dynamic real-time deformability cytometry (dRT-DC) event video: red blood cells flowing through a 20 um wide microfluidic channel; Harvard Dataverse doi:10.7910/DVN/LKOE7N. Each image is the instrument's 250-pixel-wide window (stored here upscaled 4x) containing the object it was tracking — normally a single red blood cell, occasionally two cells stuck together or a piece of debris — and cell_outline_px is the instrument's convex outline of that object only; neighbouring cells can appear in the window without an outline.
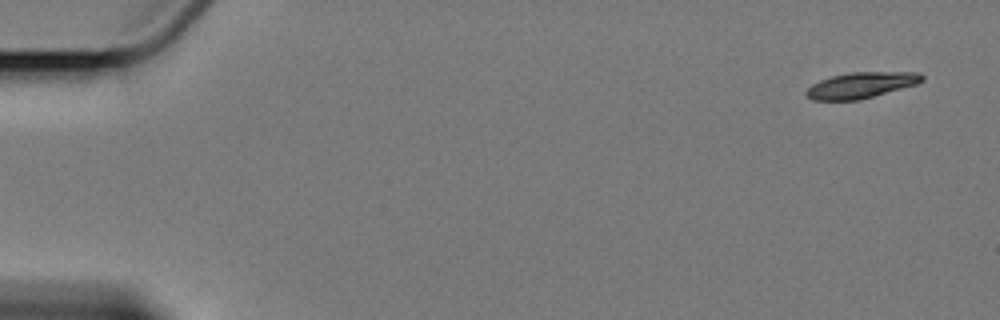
{"species": "Egyptian fruit bat (a non-hibernating species)", "species_latin": "Rousettus aegyptiacus", "temperature_condition": "cold", "stored_images_in_passage": 10, "camera_frame_rate_fps": 3000, "um_per_image_px": 0.085, "animal": {"sex": "female"}, "frame": {"image": 1, "passage_image": 1, "time_ms": 0.0, "image_size_px": [1000, 320], "cell_outline_px": [[924, 80], [916, 84], [860, 100], [812, 100], [804, 92], [812, 84], [820, 80], [832, 76], [852, 72], [920, 72], [924, 76]], "centroid_in_image_um": [73.2, 7.24], "position_along_channel_um": 11.8, "area_um2": 17.4}}
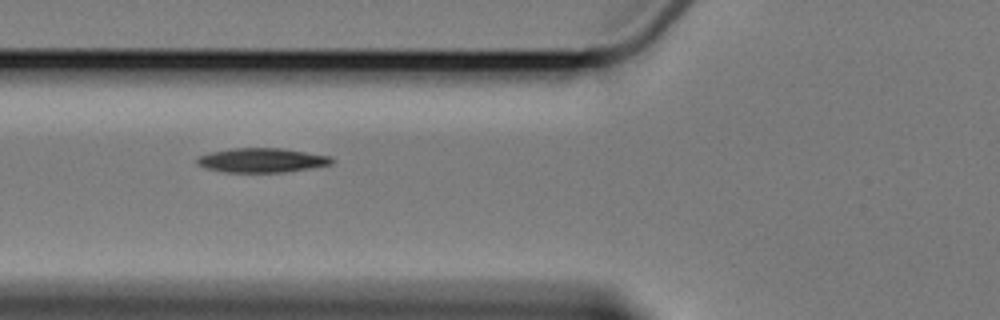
{"frame": {"image": 2, "passage_image": 6, "time_ms": 6.667, "image_size_px": [1000, 320], "cell_outline_px": [[336, 160], [332, 164], [312, 168], [284, 172], [224, 172], [204, 168], [196, 164], [196, 160], [200, 156], [212, 152], [232, 148], [280, 148], [332, 156]], "centroid_in_image_um": [22.29, 13.62], "position_along_channel_um": 103.5, "area_um2": 19.19}}
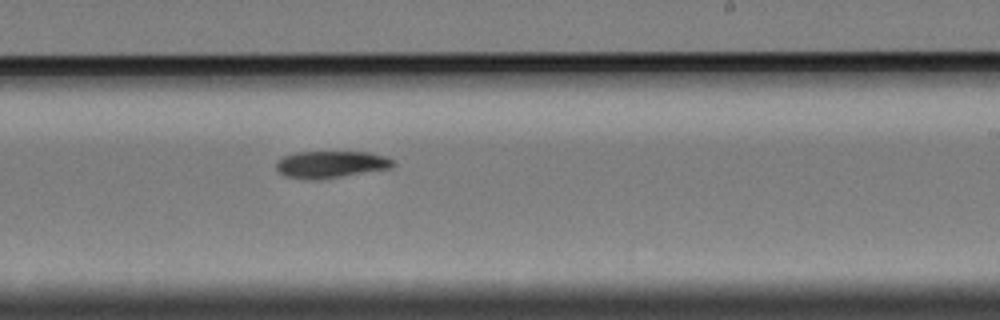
{"frame": {"image": 3, "passage_image": 10, "time_ms": 11.333, "image_size_px": [1000, 320], "cell_outline_px": [[396, 164], [392, 168], [320, 180], [308, 180], [284, 176], [276, 172], [276, 164], [284, 156], [296, 152], [368, 152], [388, 156]], "centroid_in_image_um": [28.14, 13.99], "position_along_channel_um": 260.9, "area_um2": 18.67}}